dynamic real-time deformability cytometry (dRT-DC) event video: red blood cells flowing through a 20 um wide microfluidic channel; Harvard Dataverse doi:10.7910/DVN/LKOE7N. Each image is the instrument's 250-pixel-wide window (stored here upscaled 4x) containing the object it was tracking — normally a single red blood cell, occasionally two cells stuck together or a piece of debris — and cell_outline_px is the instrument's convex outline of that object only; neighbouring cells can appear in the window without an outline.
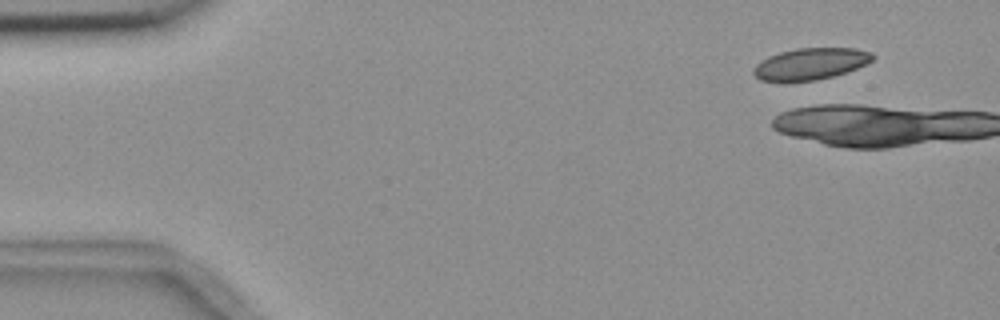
{"species": "common noctule bat (a hibernating species)", "species_latin": "Nyctalus noctula", "temperature_condition": "room temperature", "stored_images_in_passage": 5, "camera_frame_rate_fps": 3000, "um_per_image_px": 0.085, "animal": {"sex": "female", "body_mass_g": 18.4}, "frame": {"image": 1, "passage_image": 1, "time_ms": 0.0, "image_size_px": [1000, 320], "cell_outline_px": [[876, 56], [872, 60], [848, 72], [816, 80], [760, 80], [752, 72], [752, 68], [756, 64], [768, 56], [780, 52], [796, 48], [856, 48], [872, 52]], "centroid_in_image_um": [68.91, 5.4], "position_along_channel_um": 16.1, "area_um2": 21.73}}